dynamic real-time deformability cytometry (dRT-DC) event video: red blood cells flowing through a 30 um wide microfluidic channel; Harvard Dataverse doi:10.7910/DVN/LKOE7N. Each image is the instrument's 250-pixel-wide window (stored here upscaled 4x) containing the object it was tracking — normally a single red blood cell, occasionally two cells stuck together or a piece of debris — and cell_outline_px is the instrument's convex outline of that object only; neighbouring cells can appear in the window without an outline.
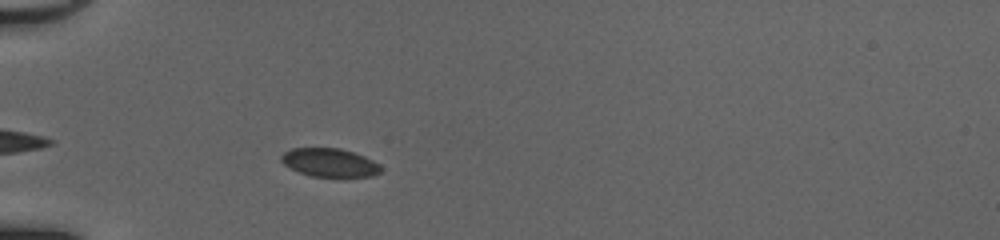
{"species": "common noctule bat (a hibernating species)", "species_latin": "Nyctalus noctula", "temperature_condition": "cold", "stored_images_in_passage": 38, "camera_frame_rate_fps": 3000, "um_per_image_px": 0.085, "animal": {"sex": "female", "body_mass_g": 20.0, "forearm_length_mm": 54.0}, "frame": {"image": 1, "passage_image": 6, "time_ms": 1.667, "image_size_px": [1000, 240], "cell_outline_px": [[380, 172], [372, 176], [312, 176], [300, 172], [284, 164], [280, 160], [280, 156], [284, 152], [292, 148], [340, 148], [364, 156], [380, 164]], "centroid_in_image_um": [28.0, 13.8], "position_along_channel_um": 57.0, "area_um2": 16.24}}
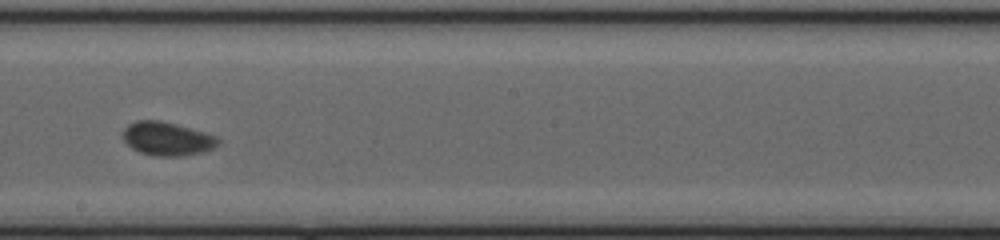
{"frame": {"image": 2, "passage_image": 20, "time_ms": 6.333, "image_size_px": [1000, 240], "cell_outline_px": [[220, 144], [204, 152], [180, 156], [156, 156], [140, 152], [132, 148], [124, 140], [124, 128], [128, 124], [136, 120], [160, 120], [176, 124], [220, 136]], "centroid_in_image_um": [14.25, 11.79], "position_along_channel_um": 233.9, "area_um2": 18.73}}
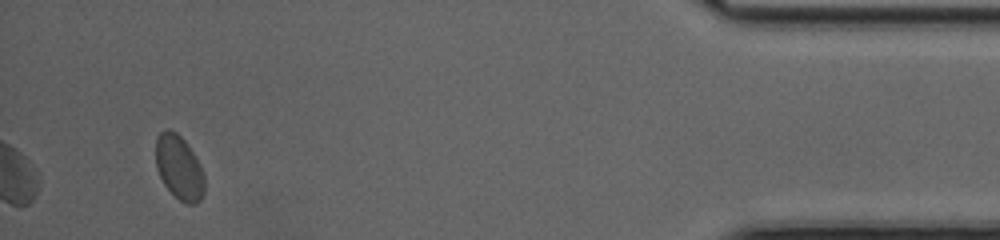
{"frame": {"image": 3, "passage_image": 38, "time_ms": 12.333, "image_size_px": [1000, 240], "cell_outline_px": [[204, 192], [200, 200], [196, 204], [188, 204], [180, 200], [164, 184], [156, 168], [156, 136], [164, 128], [168, 128], [176, 132], [184, 140], [200, 164], [204, 176]], "centroid_in_image_um": [15.21, 14.21], "position_along_channel_um": 420.0, "area_um2": 18.15}, "authors_computed_cell_mechanics": {"area_um2": 18.1781, "velocity_mm_per_s": 4.1104, "shape_relaxation_time_tau1_ms": 2.6807, "shape_relaxation_time_tau2_ms": 0.6082, "deformation_change_tau1": 0.042, "deformation_change_tau2": 0.0471}}